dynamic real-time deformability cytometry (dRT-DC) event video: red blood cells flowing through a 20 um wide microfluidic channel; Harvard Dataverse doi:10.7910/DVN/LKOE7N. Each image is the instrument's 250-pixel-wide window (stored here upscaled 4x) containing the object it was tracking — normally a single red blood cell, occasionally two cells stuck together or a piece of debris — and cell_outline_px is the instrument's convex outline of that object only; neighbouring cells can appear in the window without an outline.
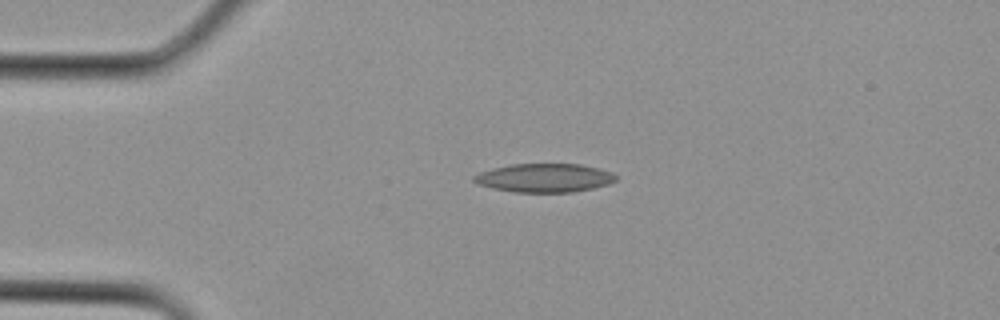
{"species": "Egyptian fruit bat (a non-hibernating species)", "species_latin": "Rousettus aegyptiacus", "temperature_condition": "cold", "stored_images_in_passage": 3, "camera_frame_rate_fps": 3000, "um_per_image_px": 0.085, "animal": {"sex": "female"}, "frame": {"image": 1, "passage_image": 3, "time_ms": 0.667, "image_size_px": [1000, 320], "cell_outline_px": [[616, 180], [608, 184], [592, 188], [572, 192], [512, 192], [492, 188], [476, 184], [472, 180], [472, 176], [480, 172], [492, 168], [512, 164], [580, 164], [612, 172], [616, 176]], "centroid_in_image_um": [46.22, 15.12], "position_along_channel_um": 38.8, "area_um2": 23.7}}